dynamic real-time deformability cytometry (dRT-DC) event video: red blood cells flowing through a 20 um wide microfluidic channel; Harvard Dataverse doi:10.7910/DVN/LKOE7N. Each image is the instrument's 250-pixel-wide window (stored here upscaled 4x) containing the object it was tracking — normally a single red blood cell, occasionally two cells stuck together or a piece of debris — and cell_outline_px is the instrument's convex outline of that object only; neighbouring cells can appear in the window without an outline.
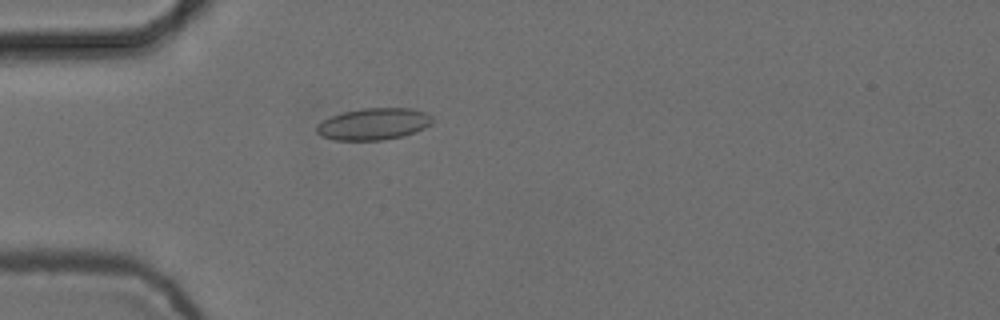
{"species": "common noctule bat (a hibernating species)", "species_latin": "Nyctalus noctula", "temperature_condition": "cold", "stored_images_in_passage": 1, "camera_frame_rate_fps": 3000, "um_per_image_px": 0.085, "animal": {"sex": "female", "body_mass_g": 24.6, "forearm_length_mm": 56.2}, "frame": {"image": 1, "passage_image": 1, "time_ms": 0.0, "image_size_px": [1000, 320], "cell_outline_px": [[432, 124], [424, 128], [404, 136], [384, 140], [332, 140], [320, 136], [316, 132], [316, 124], [332, 116], [344, 112], [364, 108], [412, 108], [424, 112], [432, 116]], "centroid_in_image_um": [31.75, 10.55], "position_along_channel_um": 53.3, "area_um2": 21.5}}